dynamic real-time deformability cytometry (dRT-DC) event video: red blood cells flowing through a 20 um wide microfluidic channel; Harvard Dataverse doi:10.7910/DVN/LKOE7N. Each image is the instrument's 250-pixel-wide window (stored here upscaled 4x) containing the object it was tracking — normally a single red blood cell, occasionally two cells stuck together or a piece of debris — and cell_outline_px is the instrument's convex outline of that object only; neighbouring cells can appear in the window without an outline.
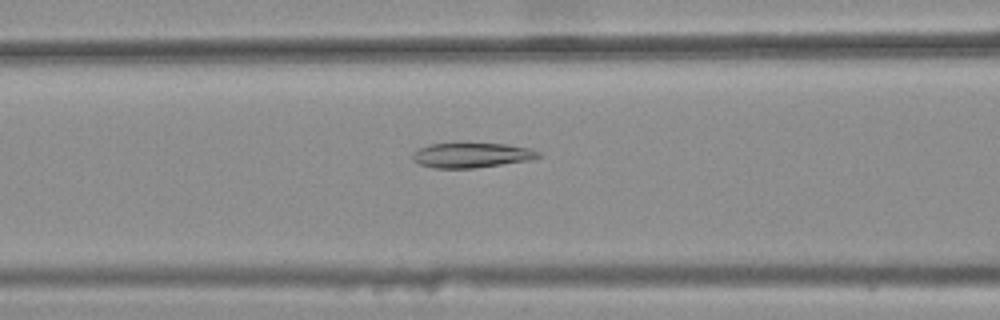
{"species": "common noctule bat (a hibernating species)", "species_latin": "Nyctalus noctula", "temperature_condition": "warm", "stored_images_in_passage": 32, "camera_frame_rate_fps": 3000, "um_per_image_px": 0.085, "animal": {"sex": "female", "body_mass_g": 25.1}, "frame": {"image": 1, "passage_image": 6, "time_ms": 1.667, "image_size_px": [1000, 320], "cell_outline_px": [[540, 156], [532, 160], [472, 168], [436, 168], [420, 164], [412, 160], [412, 152], [420, 148], [432, 144], [508, 144], [532, 148], [540, 152]], "centroid_in_image_um": [40.12, 13.19], "position_along_channel_um": 126.5, "area_um2": 18.09}}
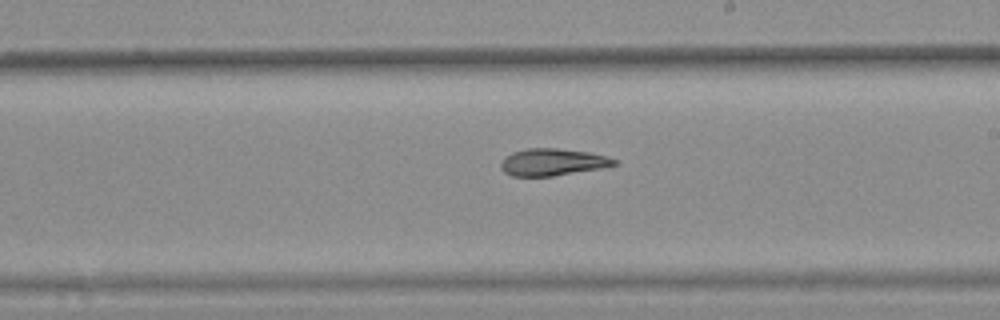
{"frame": {"image": 2, "passage_image": 15, "time_ms": 4.667, "image_size_px": [1000, 320], "cell_outline_px": [[620, 164], [604, 168], [552, 176], [512, 176], [504, 172], [500, 168], [500, 164], [512, 152], [528, 148], [556, 148], [588, 152], [620, 160]], "centroid_in_image_um": [47.03, 13.79], "position_along_channel_um": 242.0, "area_um2": 17.92}}
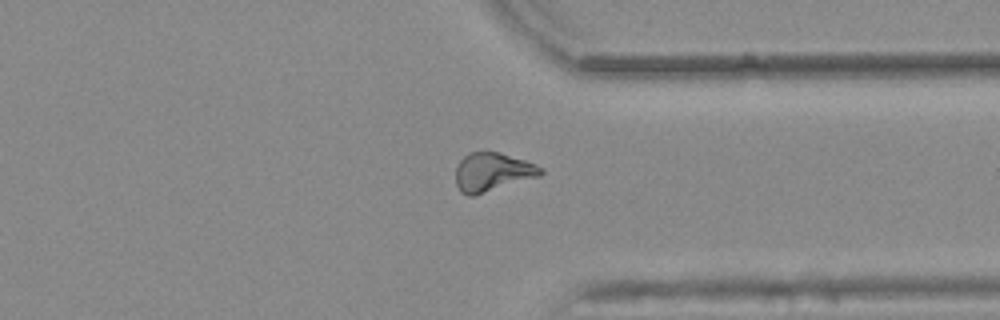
{"frame": {"image": 3, "passage_image": 25, "time_ms": 8.0, "image_size_px": [1000, 320], "cell_outline_px": [[544, 172], [540, 176], [472, 196], [468, 196], [460, 192], [456, 184], [456, 168], [460, 160], [468, 152], [496, 152], [524, 160], [536, 164], [544, 168]], "centroid_in_image_um": [41.85, 14.63], "position_along_channel_um": 369.5, "area_um2": 19.02}, "authors_computed_cell_mechanics": {"area_um2": 18.1203, "velocity_mm_per_s": 3.8606, "shape_relaxation_time_tau1_ms": null, "shape_relaxation_time_tau2_ms": 8.9245, "deformation_change_tau1": null, "deformation_change_tau2": 0.1425}}